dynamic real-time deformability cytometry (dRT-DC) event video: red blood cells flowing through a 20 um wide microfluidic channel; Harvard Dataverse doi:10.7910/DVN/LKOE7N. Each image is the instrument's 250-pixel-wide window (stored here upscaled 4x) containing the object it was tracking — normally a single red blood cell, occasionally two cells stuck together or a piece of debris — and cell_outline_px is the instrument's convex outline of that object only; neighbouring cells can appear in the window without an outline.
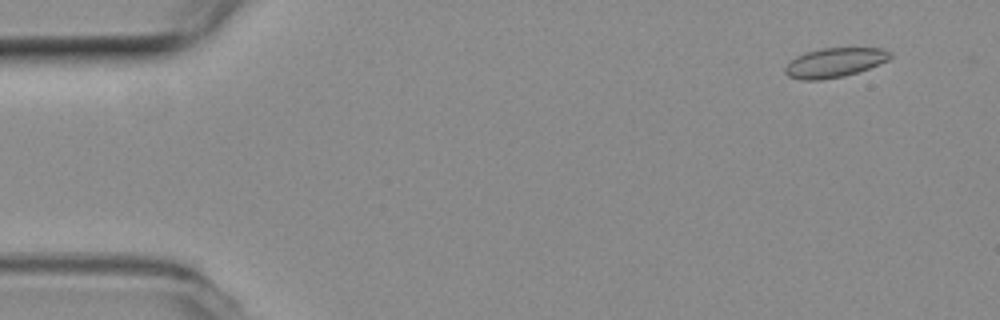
{"species": "common noctule bat (a hibernating species)", "species_latin": "Nyctalus noctula", "temperature_condition": "room temperature", "stored_images_in_passage": 53, "camera_frame_rate_fps": 3000, "um_per_image_px": 0.085, "animal": {"sex": "female", "body_mass_g": 19.3, "forearm_length_mm": 54.1}, "frame": {"image": 1, "passage_image": 4, "time_ms": 1.0, "image_size_px": [1000, 320], "cell_outline_px": [[892, 56], [888, 60], [868, 68], [844, 76], [820, 80], [800, 80], [788, 76], [784, 72], [784, 68], [796, 56], [804, 52], [820, 48], [884, 48], [892, 52]], "centroid_in_image_um": [70.93, 5.31], "position_along_channel_um": 14.1, "area_um2": 18.03}}
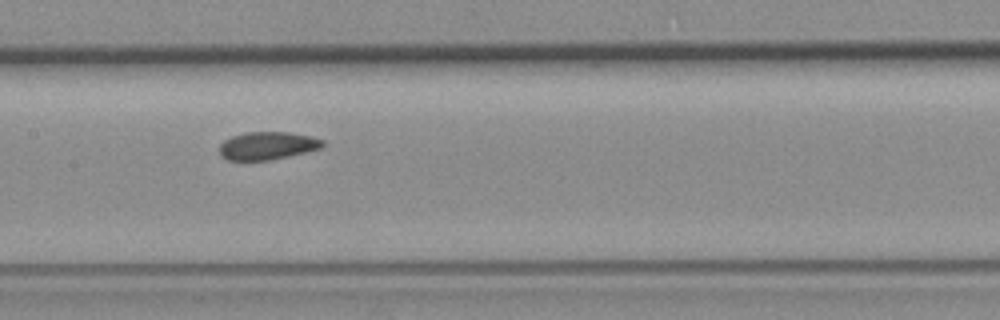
{"frame": {"image": 2, "passage_image": 26, "time_ms": 8.333, "image_size_px": [1000, 320], "cell_outline_px": [[324, 144], [320, 148], [288, 156], [268, 160], [228, 160], [220, 156], [220, 144], [224, 140], [232, 136], [244, 132], [288, 132], [312, 136], [324, 140]], "centroid_in_image_um": [22.71, 12.37], "position_along_channel_um": 184.7, "area_um2": 16.7}}
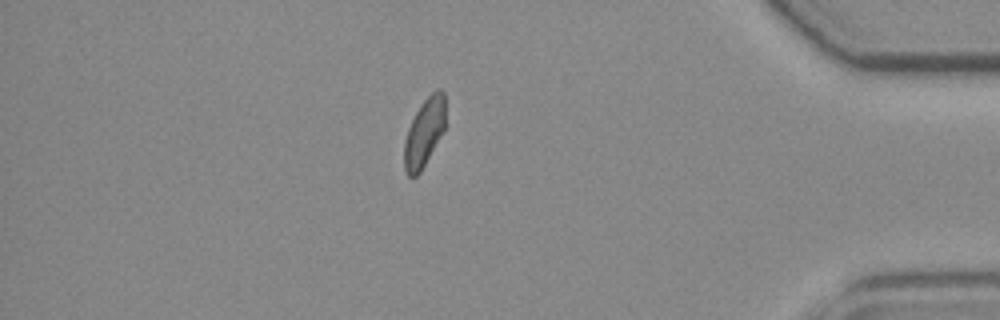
{"frame": {"image": 3, "passage_image": 46, "time_ms": 15.0, "image_size_px": [1000, 320], "cell_outline_px": [[444, 128], [420, 172], [416, 176], [408, 176], [404, 168], [404, 140], [408, 128], [420, 104], [436, 88], [440, 88], [444, 92]], "centroid_in_image_um": [36.04, 11.24], "position_along_channel_um": 399.2, "area_um2": 16.01}, "authors_computed_cell_mechanics": {"area_um2": 17.3978, "velocity_mm_per_s": 3.8408, "shape_relaxation_time_tau1_ms": 4.9291, "shape_relaxation_time_tau2_ms": 1.5197, "deformation_change_tau1": 0.1001, "deformation_change_tau2": 0.0639}}